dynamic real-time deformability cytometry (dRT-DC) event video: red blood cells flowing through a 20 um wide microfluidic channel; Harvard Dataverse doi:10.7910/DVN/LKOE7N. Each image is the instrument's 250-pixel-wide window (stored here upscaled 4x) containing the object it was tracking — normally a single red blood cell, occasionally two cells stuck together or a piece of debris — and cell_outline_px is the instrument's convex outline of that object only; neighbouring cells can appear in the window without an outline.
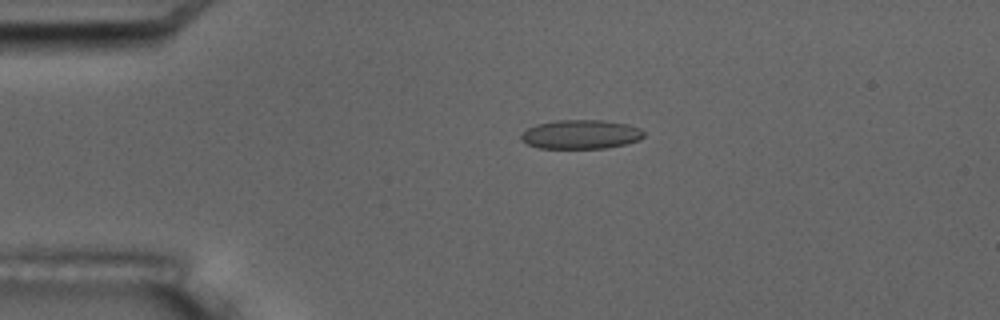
{"species": "common noctule bat (a hibernating species)", "species_latin": "Nyctalus noctula", "temperature_condition": "room temperature", "stored_images_in_passage": 3, "camera_frame_rate_fps": 3000, "um_per_image_px": 0.085, "animal": {"sex": "male", "body_mass_g": 17.5, "forearm_length_mm": 52.3}, "frame": {"image": 1, "passage_image": 1, "time_ms": 0.0, "image_size_px": [1000, 320], "cell_outline_px": [[644, 136], [640, 140], [628, 144], [608, 148], [540, 148], [528, 144], [520, 140], [520, 136], [528, 128], [536, 124], [556, 120], [604, 120], [628, 124], [640, 128], [644, 132]], "centroid_in_image_um": [49.41, 11.42], "position_along_channel_um": 35.6, "area_um2": 20.98}}